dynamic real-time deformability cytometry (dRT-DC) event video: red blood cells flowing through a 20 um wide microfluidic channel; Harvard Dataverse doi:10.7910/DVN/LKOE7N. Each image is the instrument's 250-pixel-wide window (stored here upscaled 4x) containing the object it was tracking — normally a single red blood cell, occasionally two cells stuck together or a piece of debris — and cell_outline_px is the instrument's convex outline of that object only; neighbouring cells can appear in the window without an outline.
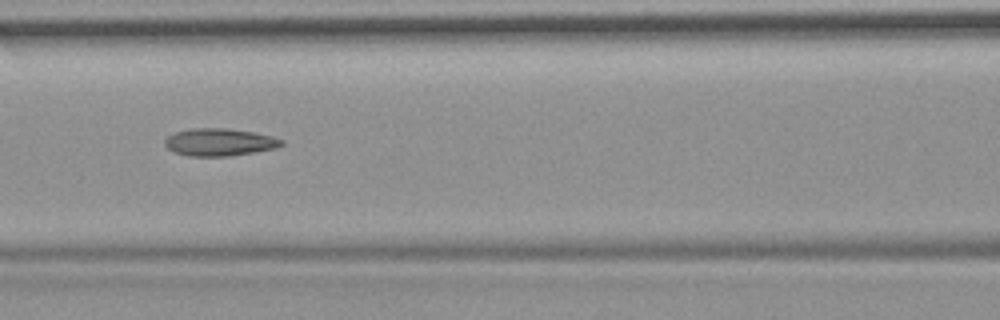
{"species": "common noctule bat (a hibernating species)", "species_latin": "Nyctalus noctula", "temperature_condition": "room temperature", "stored_images_in_passage": 54, "camera_frame_rate_fps": 3000, "um_per_image_px": 0.085, "animal": {"sex": "female", "body_mass_g": 19.9}, "frame": {"image": 1, "passage_image": 24, "time_ms": 7.667, "image_size_px": [1000, 320], "cell_outline_px": [[284, 144], [276, 148], [228, 156], [188, 156], [176, 152], [168, 148], [164, 144], [164, 140], [168, 136], [176, 132], [192, 128], [224, 128], [252, 132], [272, 136], [284, 140]], "centroid_in_image_um": [18.66, 12.08], "position_along_channel_um": 147.9, "area_um2": 18.5}, "authors_computed_cell_mechanics": {"area_um2": 18.785, "velocity_mm_per_s": 3.7116, "shape_relaxation_time_tau1_ms": null, "shape_relaxation_time_tau2_ms": 3.9153, "deformation_change_tau1": null, "deformation_change_tau2": 0.1374}}